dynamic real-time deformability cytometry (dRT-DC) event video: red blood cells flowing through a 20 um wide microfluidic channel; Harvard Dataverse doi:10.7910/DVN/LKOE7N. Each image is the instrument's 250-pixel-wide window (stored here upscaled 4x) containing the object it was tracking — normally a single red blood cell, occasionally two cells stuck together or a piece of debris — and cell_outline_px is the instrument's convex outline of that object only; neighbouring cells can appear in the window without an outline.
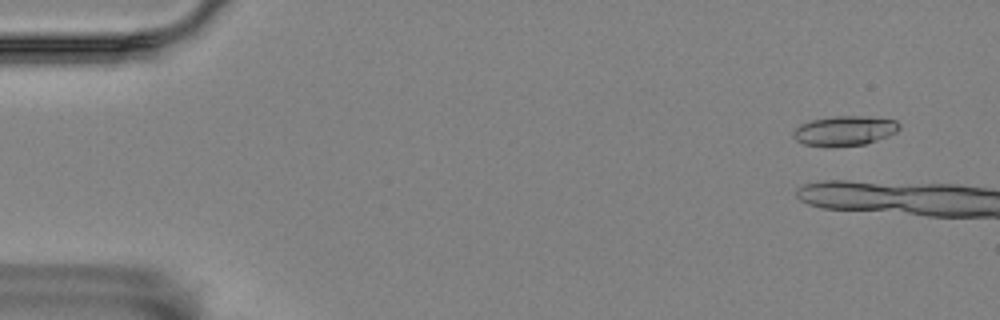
{"species": "Egyptian fruit bat (a non-hibernating species)", "species_latin": "Rousettus aegyptiacus", "temperature_condition": "room temperature", "stored_images_in_passage": 10, "camera_frame_rate_fps": 3000, "um_per_image_px": 0.085, "animal": {"sex": "female"}, "frame": {"image": 1, "passage_image": 4, "time_ms": 1.0, "image_size_px": [1000, 320], "cell_outline_px": [[900, 128], [896, 132], [888, 136], [864, 144], [832, 148], [824, 148], [804, 144], [796, 140], [792, 136], [792, 132], [800, 124], [812, 120], [832, 116], [860, 116], [896, 120], [900, 124]], "centroid_in_image_um": [71.75, 11.14], "position_along_channel_um": 13.3, "area_um2": 18.67}}